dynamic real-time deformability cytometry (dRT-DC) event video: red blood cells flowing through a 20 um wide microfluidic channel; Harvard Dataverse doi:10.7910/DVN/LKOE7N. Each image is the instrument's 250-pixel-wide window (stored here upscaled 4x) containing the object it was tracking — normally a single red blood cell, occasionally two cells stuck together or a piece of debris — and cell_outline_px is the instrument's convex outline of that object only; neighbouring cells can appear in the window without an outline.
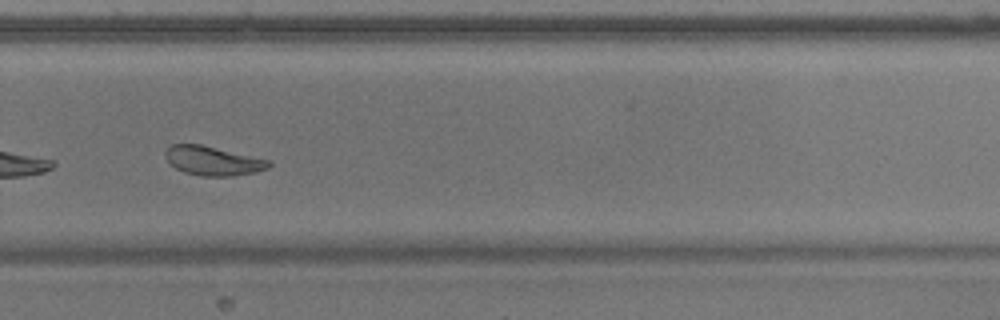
{"species": "common noctule bat (a hibernating species)", "species_latin": "Nyctalus noctula", "temperature_condition": "warm", "stored_images_in_passage": 37, "camera_frame_rate_fps": 3000, "um_per_image_px": 0.085, "animal": {"sex": "male", "body_mass_g": 17.9}, "frame": {"image": 1, "passage_image": 22, "time_ms": 7.0, "image_size_px": [1000, 320], "cell_outline_px": [[272, 164], [268, 168], [256, 172], [232, 176], [200, 176], [184, 172], [176, 168], [168, 160], [164, 152], [172, 144], [200, 144], [268, 160]], "centroid_in_image_um": [18.09, 13.68], "position_along_channel_um": 311.7, "area_um2": 17.28}, "authors_computed_cell_mechanics": {"area_um2": 18.0336, "velocity_mm_per_s": 3.7644, "shape_relaxation_time_tau1_ms": 4.2891, "shape_relaxation_time_tau2_ms": 2.7174, "deformation_change_tau1": 0.1394, "deformation_change_tau2": 0.0569}}